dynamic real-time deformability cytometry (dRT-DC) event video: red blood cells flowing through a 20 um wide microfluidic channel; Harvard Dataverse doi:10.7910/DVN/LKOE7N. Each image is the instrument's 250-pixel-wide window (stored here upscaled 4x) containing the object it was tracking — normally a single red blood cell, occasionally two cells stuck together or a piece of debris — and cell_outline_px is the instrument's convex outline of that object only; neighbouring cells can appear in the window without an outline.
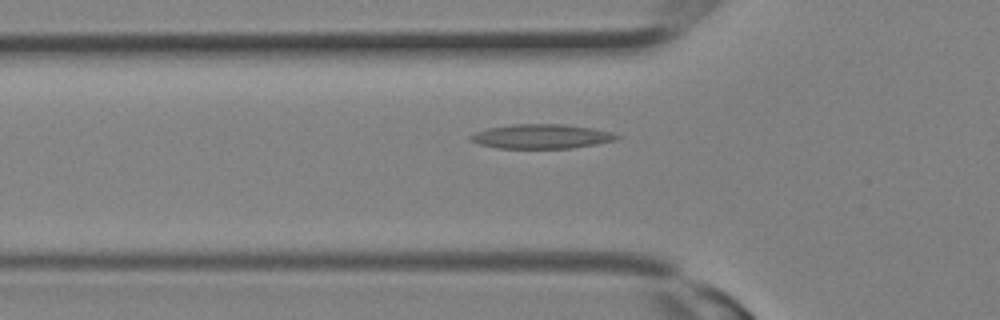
{"species": "Egyptian fruit bat (a non-hibernating species)", "species_latin": "Rousettus aegyptiacus", "temperature_condition": "room temperature", "stored_images_in_passage": 16, "camera_frame_rate_fps": 3000, "um_per_image_px": 0.085, "animal": {"sex": "female"}, "frame": {"image": 1, "passage_image": 10, "time_ms": 3.0, "image_size_px": [1000, 320], "cell_outline_px": [[624, 136], [616, 140], [596, 144], [572, 148], [496, 148], [480, 144], [468, 140], [468, 136], [476, 132], [488, 128], [512, 124], [564, 124], [592, 128], [612, 132]], "centroid_in_image_um": [46.04, 11.59], "position_along_channel_um": 79.8, "area_um2": 20.92}}
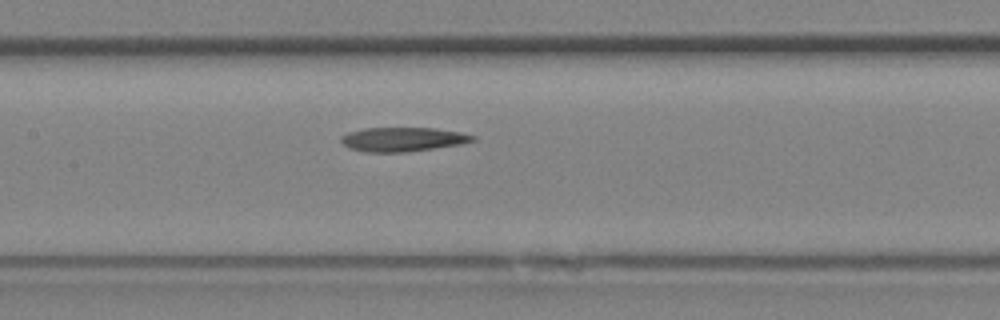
{"frame": {"image": 2, "passage_image": 14, "time_ms": 4.333, "image_size_px": [1000, 320], "cell_outline_px": [[476, 140], [460, 144], [404, 152], [364, 152], [348, 148], [340, 140], [340, 136], [348, 132], [364, 128], [432, 128], [460, 132], [476, 136]], "centroid_in_image_um": [34.19, 11.84], "position_along_channel_um": 173.2, "area_um2": 18.44}}
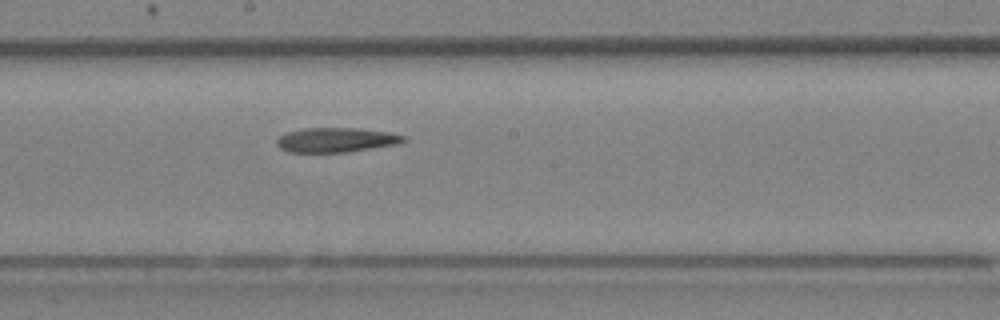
{"frame": {"image": 3, "passage_image": 16, "time_ms": 5.0, "image_size_px": [1000, 320], "cell_outline_px": [[408, 140], [400, 144], [348, 152], [288, 152], [280, 148], [276, 144], [276, 136], [284, 132], [304, 128], [356, 128], [388, 132], [408, 136]], "centroid_in_image_um": [28.57, 11.89], "position_along_channel_um": 219.6, "area_um2": 18.55}}